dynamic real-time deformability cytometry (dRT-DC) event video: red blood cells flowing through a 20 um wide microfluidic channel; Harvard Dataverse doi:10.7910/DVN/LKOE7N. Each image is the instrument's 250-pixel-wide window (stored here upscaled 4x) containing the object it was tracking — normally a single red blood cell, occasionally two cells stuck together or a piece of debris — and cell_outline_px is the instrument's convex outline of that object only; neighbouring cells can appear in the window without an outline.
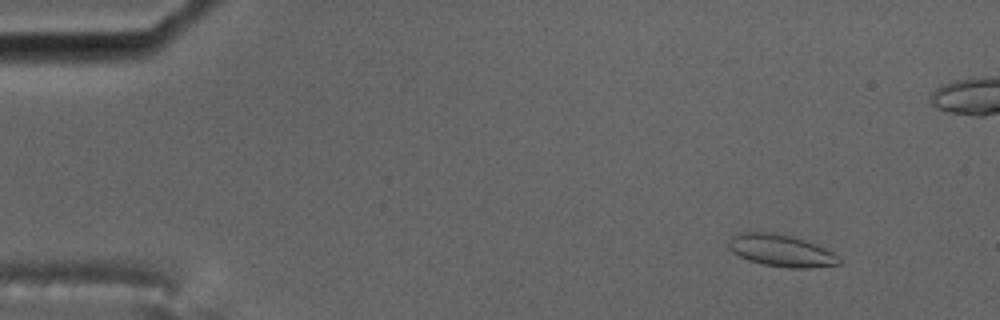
{"species": "common noctule bat (a hibernating species)", "species_latin": "Nyctalus noctula", "temperature_condition": "cold", "stored_images_in_passage": 59, "camera_frame_rate_fps": 3000, "um_per_image_px": 0.085, "animal": {"sex": "male", "body_mass_g": 17.5, "forearm_length_mm": 52.3}, "frame": {"image": 1, "passage_image": 7, "time_ms": 2.0, "image_size_px": [1000, 320], "cell_outline_px": [[840, 264], [812, 268], [788, 268], [760, 264], [748, 260], [732, 252], [728, 248], [728, 240], [736, 232], [772, 232], [792, 236], [816, 244], [832, 252], [840, 260]], "centroid_in_image_um": [66.34, 21.3], "position_along_channel_um": 18.7, "area_um2": 20.75}}
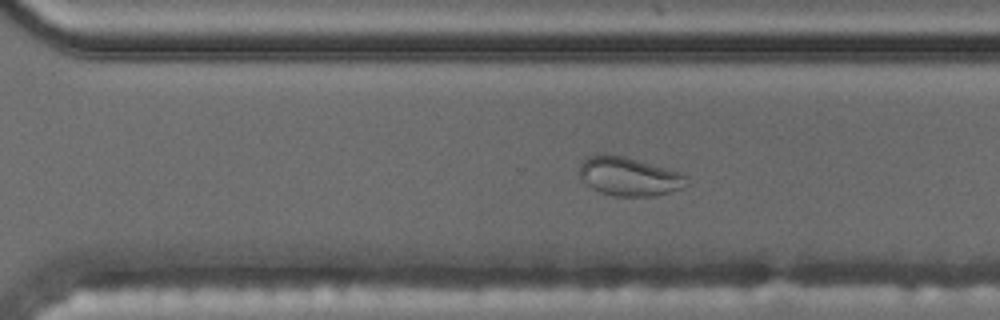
{"frame": {"image": 2, "passage_image": 41, "time_ms": 13.333, "image_size_px": [1000, 320], "cell_outline_px": [[688, 184], [680, 188], [668, 192], [652, 196], [612, 196], [600, 192], [592, 188], [580, 180], [580, 164], [588, 156], [624, 156], [668, 168], [680, 172], [688, 176]], "centroid_in_image_um": [53.49, 15.02], "position_along_channel_um": 317.1, "area_um2": 23.93}}
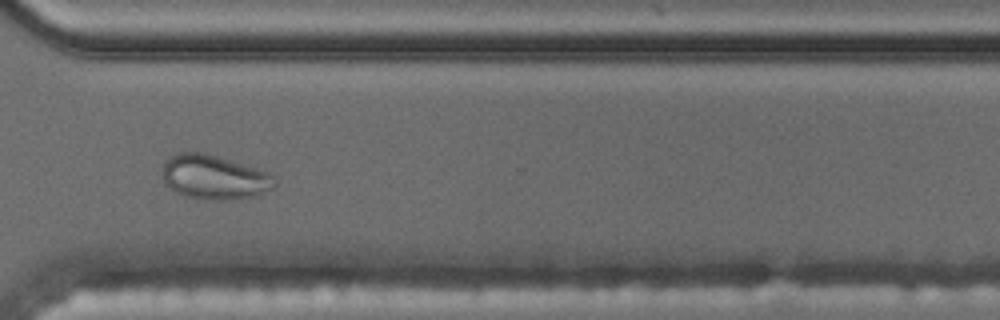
{"frame": {"image": 3, "passage_image": 44, "time_ms": 14.333, "image_size_px": [1000, 320], "cell_outline_px": [[276, 184], [272, 188], [252, 196], [228, 200], [200, 200], [184, 196], [176, 192], [164, 184], [164, 160], [168, 156], [176, 152], [204, 152], [256, 168], [268, 172], [276, 176]], "centroid_in_image_um": [18.18, 15.06], "position_along_channel_um": 352.4, "area_um2": 29.19}}